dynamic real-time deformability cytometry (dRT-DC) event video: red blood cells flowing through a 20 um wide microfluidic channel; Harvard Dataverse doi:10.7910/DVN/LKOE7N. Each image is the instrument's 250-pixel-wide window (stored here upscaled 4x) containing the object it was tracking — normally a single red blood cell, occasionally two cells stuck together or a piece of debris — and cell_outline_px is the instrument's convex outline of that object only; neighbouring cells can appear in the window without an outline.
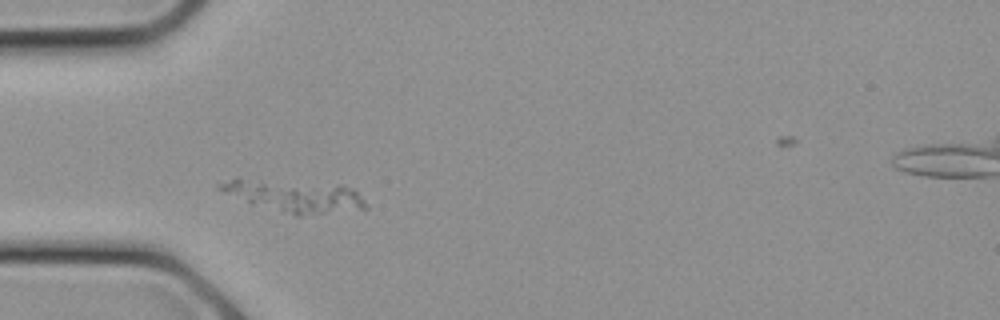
{"species": "common noctule bat (a hibernating species)", "species_latin": "Nyctalus noctula", "temperature_condition": "cold", "stored_images_in_passage": 4, "camera_frame_rate_fps": 3000, "um_per_image_px": 0.085, "animal": {"sex": "female", "body_mass_g": 21.9}, "frame": {"image": 1, "passage_image": 1, "time_ms": 0.0, "image_size_px": [1000, 320], "cell_outline_px": [[368, 208], [300, 216], [296, 216], [224, 192], [216, 188], [216, 184], [236, 176], [340, 184], [352, 188], [368, 204]], "centroid_in_image_um": [25.04, 16.59], "position_along_channel_um": 60.0, "area_um2": 27.46}}
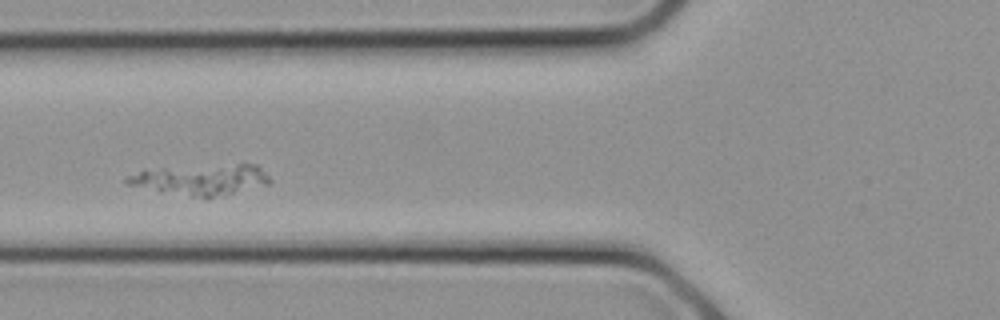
{"frame": {"image": 2, "passage_image": 3, "time_ms": 0.667, "image_size_px": [1000, 320], "cell_outline_px": [[272, 184], [208, 200], [204, 200], [128, 184], [124, 180], [124, 176], [144, 168], [236, 164], [256, 164], [272, 180]], "centroid_in_image_um": [17.09, 15.29], "position_along_channel_um": 108.7, "area_um2": 26.47}}